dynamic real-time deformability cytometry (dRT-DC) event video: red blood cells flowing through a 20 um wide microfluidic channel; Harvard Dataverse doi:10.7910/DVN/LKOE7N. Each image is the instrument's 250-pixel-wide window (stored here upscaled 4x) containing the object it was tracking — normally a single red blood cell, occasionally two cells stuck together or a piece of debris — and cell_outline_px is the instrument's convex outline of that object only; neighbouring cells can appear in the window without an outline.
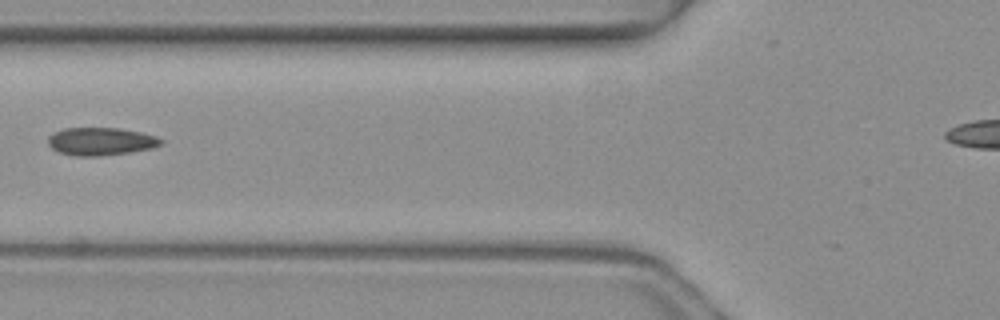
{"species": "common noctule bat (a hibernating species)", "species_latin": "Nyctalus noctula", "temperature_condition": "warm", "stored_images_in_passage": 4, "camera_frame_rate_fps": 3000, "um_per_image_px": 0.085, "animal": {"sex": "female", "body_mass_g": 19.3, "forearm_length_mm": 54.1}, "frame": {"image": 1, "passage_image": 4, "time_ms": 1.0, "image_size_px": [1000, 320], "cell_outline_px": [[164, 144], [152, 148], [132, 152], [100, 156], [72, 156], [60, 152], [52, 148], [48, 144], [48, 136], [64, 128], [120, 128], [140, 132], [156, 136], [164, 140]], "centroid_in_image_um": [8.6, 12.02], "position_along_channel_um": 117.2, "area_um2": 18.44}}